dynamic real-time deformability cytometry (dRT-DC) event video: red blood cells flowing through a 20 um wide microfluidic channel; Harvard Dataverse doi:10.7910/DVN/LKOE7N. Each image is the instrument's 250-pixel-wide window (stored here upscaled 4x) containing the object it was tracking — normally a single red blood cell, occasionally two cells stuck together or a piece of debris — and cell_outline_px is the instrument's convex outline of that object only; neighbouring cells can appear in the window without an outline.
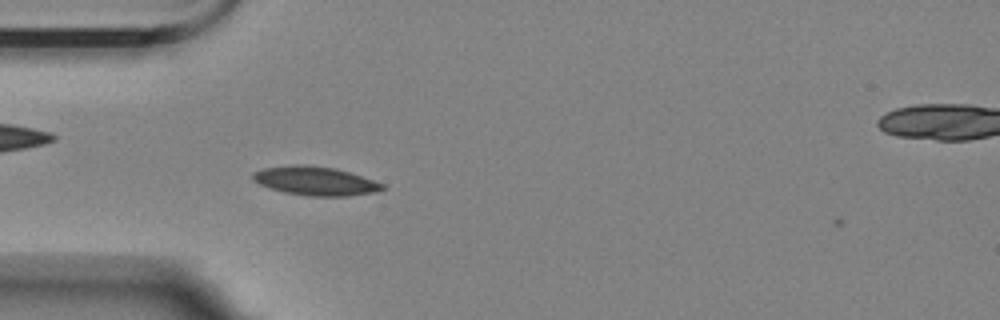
{"species": "Egyptian fruit bat (a non-hibernating species)", "species_latin": "Rousettus aegyptiacus", "temperature_condition": "room temperature", "stored_images_in_passage": 45, "camera_frame_rate_fps": 3000, "um_per_image_px": 0.085, "animal": {"sex": "female"}, "frame": {"image": 1, "passage_image": 4, "time_ms": 1.0, "image_size_px": [1000, 320], "cell_outline_px": [[384, 188], [376, 192], [348, 196], [308, 196], [284, 192], [260, 184], [252, 180], [252, 172], [264, 168], [292, 164], [304, 164], [336, 168], [384, 184]], "centroid_in_image_um": [26.77, 15.37], "position_along_channel_um": 58.2, "area_um2": 21.68}}
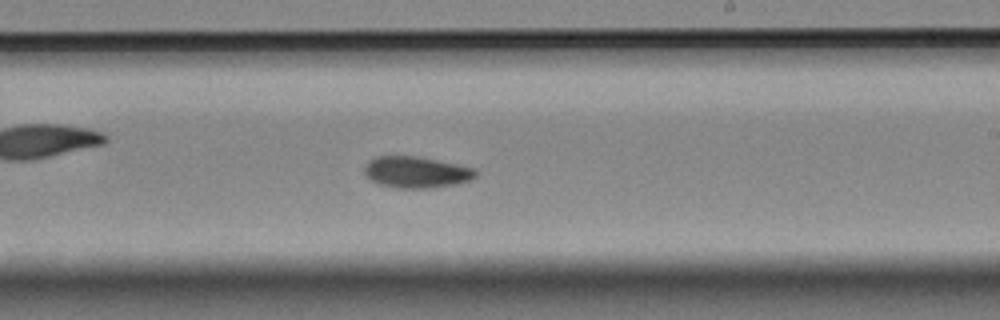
{"frame": {"image": 2, "passage_image": 21, "time_ms": 6.667, "image_size_px": [1000, 320], "cell_outline_px": [[480, 172], [472, 180], [456, 184], [428, 188], [396, 188], [380, 184], [372, 180], [364, 172], [364, 168], [368, 160], [376, 156], [416, 156], [476, 168]], "centroid_in_image_um": [35.42, 14.63], "position_along_channel_um": 253.6, "area_um2": 20.4}}
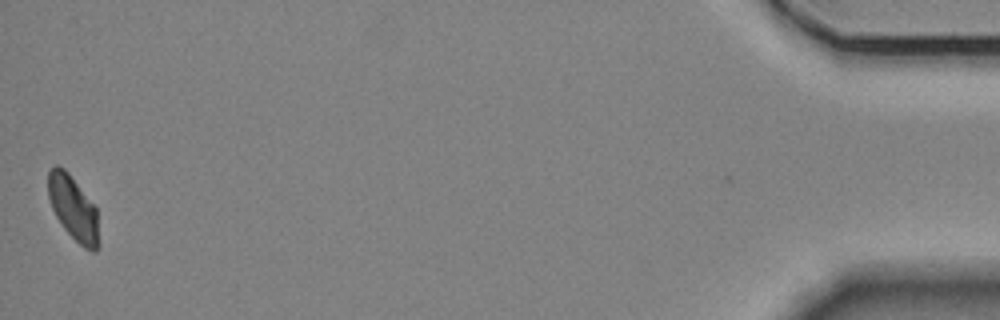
{"frame": {"image": 3, "passage_image": 44, "time_ms": 14.333, "image_size_px": [1000, 320], "cell_outline_px": [[100, 244], [96, 252], [92, 252], [84, 248], [64, 228], [56, 216], [52, 208], [48, 196], [48, 172], [56, 164], [64, 168], [68, 172], [96, 208]], "centroid_in_image_um": [6.24, 17.72], "position_along_channel_um": 429.0, "area_um2": 18.9}, "authors_computed_cell_mechanics": {"area_um2": 20.2878, "velocity_mm_per_s": 3.4934, "shape_relaxation_time_tau1_ms": 5.1696, "shape_relaxation_time_tau2_ms": 1.699, "deformation_change_tau1": 0.1075, "deformation_change_tau2": 0.0436}}